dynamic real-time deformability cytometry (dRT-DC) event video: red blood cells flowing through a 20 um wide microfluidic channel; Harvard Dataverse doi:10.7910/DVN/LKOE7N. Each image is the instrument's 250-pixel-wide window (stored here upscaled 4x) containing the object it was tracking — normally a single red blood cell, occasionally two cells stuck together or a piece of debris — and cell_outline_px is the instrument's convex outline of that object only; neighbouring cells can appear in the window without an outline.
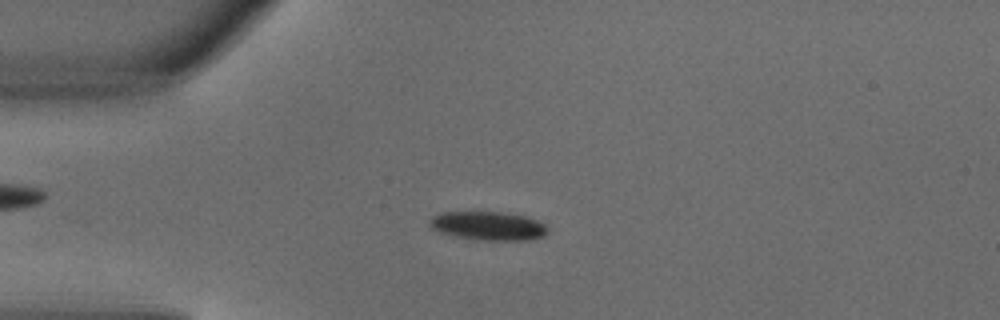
{"species": "common noctule bat (a hibernating species)", "species_latin": "Nyctalus noctula", "temperature_condition": "warm", "stored_images_in_passage": 2, "camera_frame_rate_fps": 3000, "um_per_image_px": 0.085, "animal": {"sex": "male", "body_mass_g": 18.8}, "frame": {"image": 1, "passage_image": 2, "time_ms": 0.333, "image_size_px": [1000, 320], "cell_outline_px": [[548, 232], [544, 236], [528, 240], [484, 240], [452, 236], [440, 232], [432, 228], [428, 224], [428, 220], [432, 216], [440, 212], [496, 212], [524, 216], [536, 220], [544, 224], [548, 228]], "centroid_in_image_um": [41.46, 19.2], "position_along_channel_um": 43.5, "area_um2": 19.71}}